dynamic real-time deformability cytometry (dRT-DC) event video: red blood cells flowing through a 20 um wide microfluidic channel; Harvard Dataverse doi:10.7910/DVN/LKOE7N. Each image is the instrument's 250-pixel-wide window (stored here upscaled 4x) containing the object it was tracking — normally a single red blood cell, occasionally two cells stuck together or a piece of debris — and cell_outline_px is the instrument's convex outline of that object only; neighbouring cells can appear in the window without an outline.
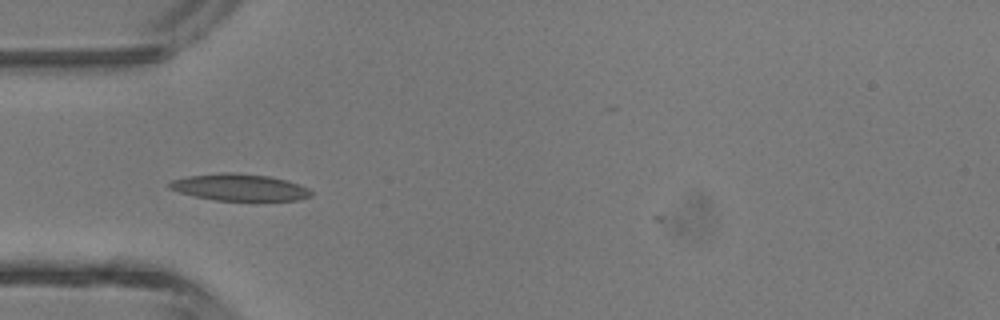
{"species": "common noctule bat (a hibernating species)", "species_latin": "Nyctalus noctula", "temperature_condition": "room temperature", "stored_images_in_passage": 3, "camera_frame_rate_fps": 3000, "um_per_image_px": 0.085, "animal": {"sex": "male", "body_mass_g": 13.3}, "frame": {"image": 1, "passage_image": 3, "time_ms": 3.333, "image_size_px": [1000, 320], "cell_outline_px": [[312, 196], [300, 200], [216, 200], [196, 196], [180, 192], [168, 188], [168, 184], [172, 180], [188, 176], [220, 172], [236, 172], [268, 176], [288, 180], [300, 184], [308, 188], [312, 192]], "centroid_in_image_um": [20.39, 15.91], "position_along_channel_um": 64.6, "area_um2": 22.14}}